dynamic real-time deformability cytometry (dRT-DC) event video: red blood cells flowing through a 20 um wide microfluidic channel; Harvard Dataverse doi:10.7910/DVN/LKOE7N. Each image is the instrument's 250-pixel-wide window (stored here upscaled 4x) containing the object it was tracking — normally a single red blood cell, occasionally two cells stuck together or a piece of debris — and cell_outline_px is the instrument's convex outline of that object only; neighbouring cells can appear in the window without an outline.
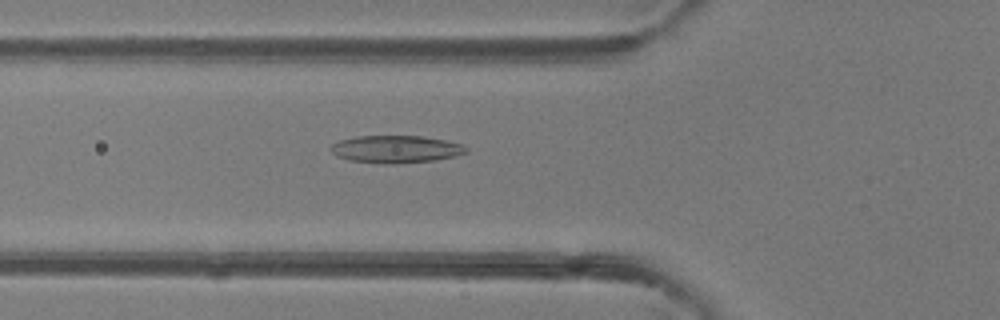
{"species": "common noctule bat (a hibernating species)", "species_latin": "Nyctalus noctula", "temperature_condition": "room temperature", "stored_images_in_passage": 32, "camera_frame_rate_fps": 3000, "um_per_image_px": 0.085, "animal": {"sex": "female"}, "frame": {"image": 1, "passage_image": 5, "time_ms": 1.333, "image_size_px": [1000, 320], "cell_outline_px": [[468, 152], [456, 156], [436, 160], [392, 164], [388, 164], [348, 160], [336, 156], [328, 148], [332, 144], [340, 140], [356, 136], [424, 136], [464, 144], [468, 148]], "centroid_in_image_um": [33.66, 12.68], "position_along_channel_um": 92.1, "area_um2": 21.85}}
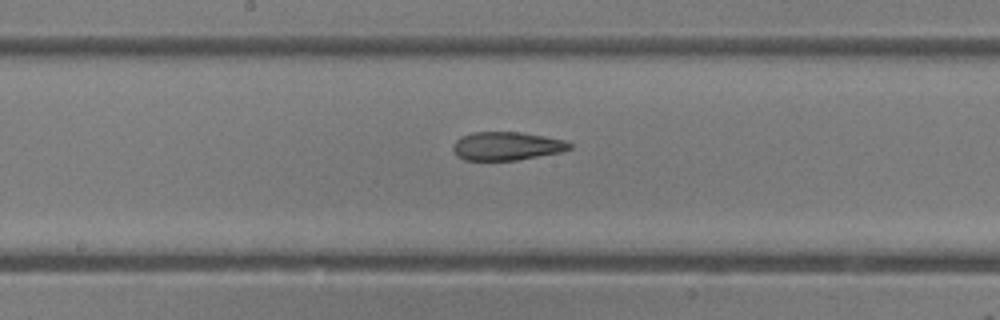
{"frame": {"image": 2, "passage_image": 13, "time_ms": 4.0, "image_size_px": [1000, 320], "cell_outline_px": [[572, 148], [560, 152], [516, 160], [464, 160], [456, 156], [452, 148], [452, 144], [460, 136], [472, 132], [520, 132], [544, 136], [564, 140], [572, 144]], "centroid_in_image_um": [43.02, 12.41], "position_along_channel_um": 205.2, "area_um2": 19.36}}
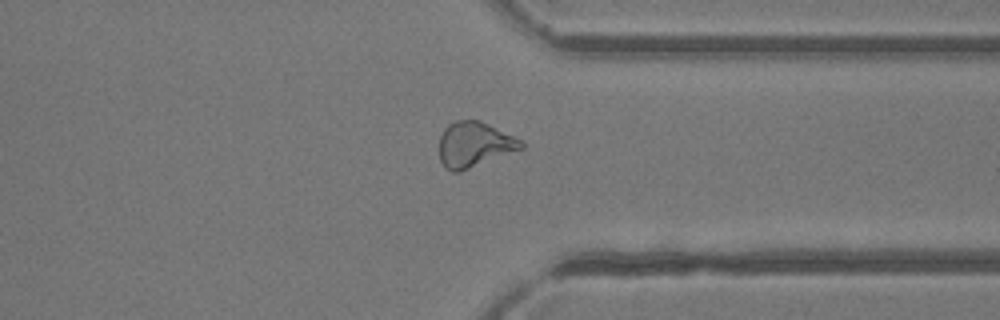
{"frame": {"image": 3, "passage_image": 25, "time_ms": 8.0, "image_size_px": [1000, 320], "cell_outline_px": [[524, 148], [460, 172], [452, 172], [440, 160], [440, 136], [444, 128], [448, 124], [456, 120], [480, 120], [520, 140], [524, 144]], "centroid_in_image_um": [40.3, 12.28], "position_along_channel_um": 371.1, "area_um2": 21.33}, "authors_computed_cell_mechanics": {"area_um2": 20.2011, "velocity_mm_per_s": 4.2098, "shape_relaxation_time_tau1_ms": null, "shape_relaxation_time_tau2_ms": 1.5045, "deformation_change_tau1": null, "deformation_change_tau2": 0.0979}}